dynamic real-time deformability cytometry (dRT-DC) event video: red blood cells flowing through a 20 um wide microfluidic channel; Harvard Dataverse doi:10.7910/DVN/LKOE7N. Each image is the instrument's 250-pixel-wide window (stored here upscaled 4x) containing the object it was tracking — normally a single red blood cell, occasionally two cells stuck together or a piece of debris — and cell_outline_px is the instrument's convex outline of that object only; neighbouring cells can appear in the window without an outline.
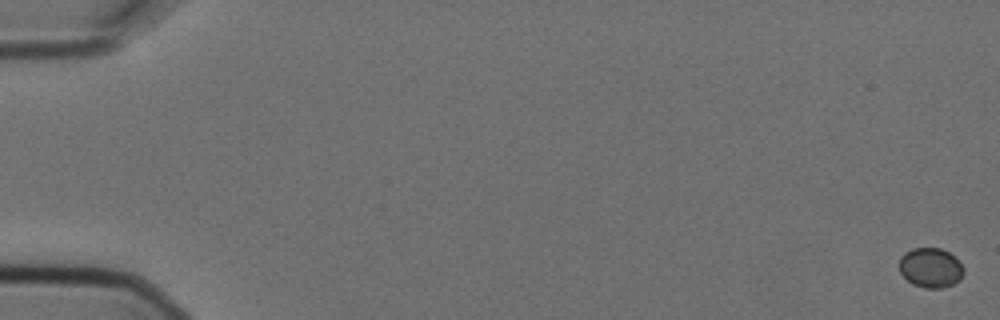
{"species": "Egyptian fruit bat (a non-hibernating species)", "species_latin": "Rousettus aegyptiacus", "temperature_condition": "cold", "stored_images_in_passage": 10, "camera_frame_rate_fps": 3000, "um_per_image_px": 0.085, "animal": {"sex": "female"}, "frame": {"image": 1, "passage_image": 1, "time_ms": 0.0, "image_size_px": [1000, 320], "cell_outline_px": [[964, 272], [960, 280], [944, 288], [924, 288], [912, 284], [900, 272], [900, 256], [904, 252], [912, 248], [940, 248], [956, 256], [964, 268]], "centroid_in_image_um": [79.12, 22.75], "position_along_channel_um": 5.9, "area_um2": 15.09}}
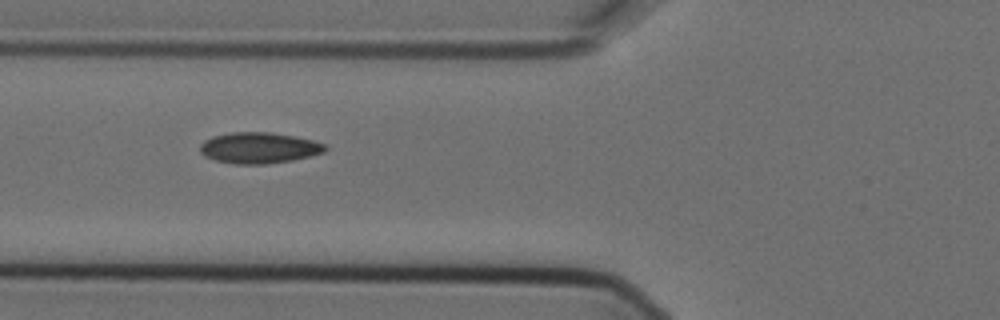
{"frame": {"image": 2, "passage_image": 7, "time_ms": 2.0, "image_size_px": [1000, 320], "cell_outline_px": [[328, 148], [324, 152], [292, 160], [264, 164], [236, 164], [216, 160], [204, 156], [200, 152], [200, 144], [204, 140], [212, 136], [232, 132], [272, 132], [312, 140], [324, 144]], "centroid_in_image_um": [21.98, 12.56], "position_along_channel_um": 103.8, "area_um2": 22.48}}
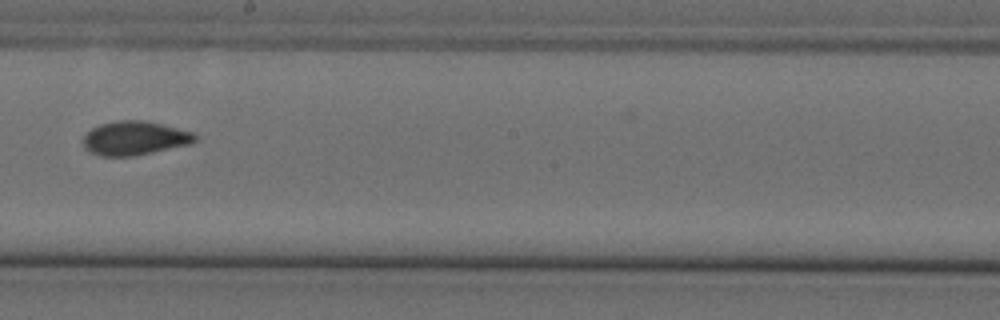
{"frame": {"image": 3, "passage_image": 10, "time_ms": 3.0, "image_size_px": [1000, 320], "cell_outline_px": [[200, 136], [192, 144], [132, 156], [100, 156], [88, 152], [84, 148], [84, 136], [92, 128], [100, 124], [116, 120], [148, 120], [196, 132]], "centroid_in_image_um": [11.51, 11.73], "position_along_channel_um": 236.7, "area_um2": 22.54}}